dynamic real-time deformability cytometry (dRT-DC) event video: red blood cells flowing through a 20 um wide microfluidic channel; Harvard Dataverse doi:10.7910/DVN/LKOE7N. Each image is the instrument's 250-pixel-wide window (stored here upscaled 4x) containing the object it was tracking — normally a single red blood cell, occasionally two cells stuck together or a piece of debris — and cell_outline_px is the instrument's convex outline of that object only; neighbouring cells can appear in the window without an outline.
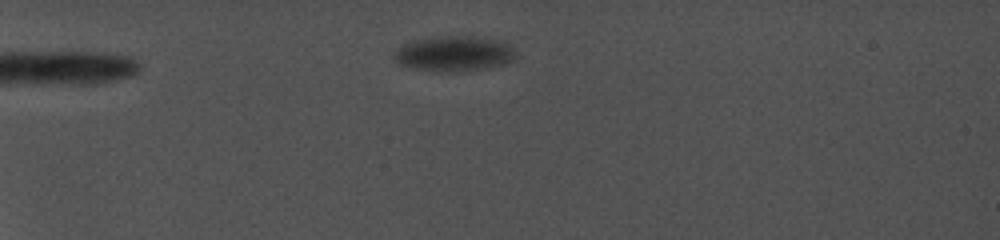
{"species": "common noctule bat (a hibernating species)", "species_latin": "Nyctalus noctula", "temperature_condition": "cold", "stored_images_in_passage": 66, "camera_frame_rate_fps": 5000, "um_per_image_px": 0.085, "animal": {"sex": "female", "body_mass_g": 19.0, "forearm_length_mm": 56.7}, "frame": {"image": 1, "passage_image": 1, "time_ms": 0.0, "image_size_px": [1000, 240], "cell_outline_px": [[496, 60], [476, 64], [452, 68], [432, 68], [416, 64], [408, 60], [404, 56], [408, 52], [416, 48], [432, 44], [464, 44], [488, 48], [492, 52]], "centroid_in_image_um": [38.21, 4.73], "position_along_channel_um": 46.8, "area_um2": 12.14}}
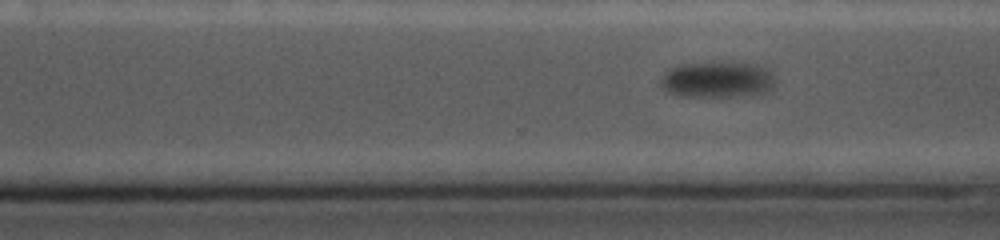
{"frame": {"image": 2, "passage_image": 55, "time_ms": 10.0, "image_size_px": [1000, 240], "cell_outline_px": [[756, 80], [748, 88], [736, 92], [680, 92], [672, 88], [668, 84], [668, 76], [672, 72], [680, 68], [740, 68], [752, 72], [756, 76]], "centroid_in_image_um": [60.43, 6.79], "position_along_channel_um": 310.2, "area_um2": 13.7}}
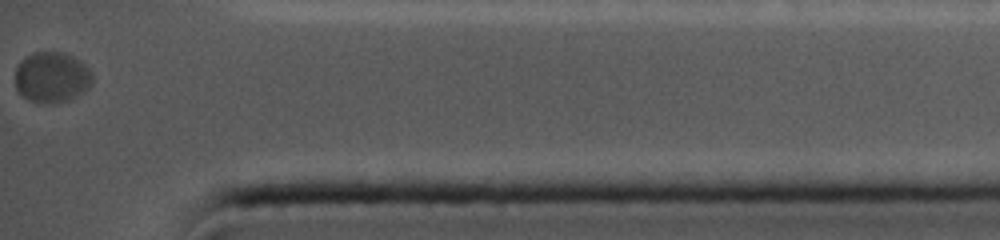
{"frame": {"image": 3, "passage_image": 66, "time_ms": 13.6, "image_size_px": [1000, 240], "cell_outline_px": [[88, 84], [84, 88], [60, 100], [32, 100], [24, 96], [16, 88], [16, 68], [28, 56], [36, 52], [60, 52], [68, 56], [80, 64], [88, 72]], "centroid_in_image_um": [4.26, 6.5], "position_along_channel_um": 430.9, "area_um2": 20.23}}